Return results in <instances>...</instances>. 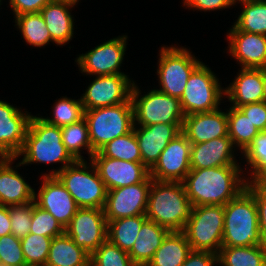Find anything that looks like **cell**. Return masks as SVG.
<instances>
[{"label": "cell", "mask_w": 266, "mask_h": 266, "mask_svg": "<svg viewBox=\"0 0 266 266\" xmlns=\"http://www.w3.org/2000/svg\"><path fill=\"white\" fill-rule=\"evenodd\" d=\"M16 159L22 167L29 165L31 167L33 164L44 166L58 164L56 168L52 166L51 170L47 168L45 173L41 171V176H55L76 161L63 143L60 127L47 123L40 117V113H33L31 116L23 148Z\"/></svg>", "instance_id": "obj_1"}, {"label": "cell", "mask_w": 266, "mask_h": 266, "mask_svg": "<svg viewBox=\"0 0 266 266\" xmlns=\"http://www.w3.org/2000/svg\"><path fill=\"white\" fill-rule=\"evenodd\" d=\"M193 207L225 205L236 198L247 181L241 166H220L190 170L182 182Z\"/></svg>", "instance_id": "obj_2"}, {"label": "cell", "mask_w": 266, "mask_h": 266, "mask_svg": "<svg viewBox=\"0 0 266 266\" xmlns=\"http://www.w3.org/2000/svg\"><path fill=\"white\" fill-rule=\"evenodd\" d=\"M192 207L182 182L153 179L145 213L148 220L169 231H183Z\"/></svg>", "instance_id": "obj_3"}, {"label": "cell", "mask_w": 266, "mask_h": 266, "mask_svg": "<svg viewBox=\"0 0 266 266\" xmlns=\"http://www.w3.org/2000/svg\"><path fill=\"white\" fill-rule=\"evenodd\" d=\"M264 245L254 196L244 189L224 205L222 247Z\"/></svg>", "instance_id": "obj_4"}, {"label": "cell", "mask_w": 266, "mask_h": 266, "mask_svg": "<svg viewBox=\"0 0 266 266\" xmlns=\"http://www.w3.org/2000/svg\"><path fill=\"white\" fill-rule=\"evenodd\" d=\"M163 45L159 49L156 76L157 90L180 99L184 93L188 78L202 62L191 49L178 43Z\"/></svg>", "instance_id": "obj_5"}, {"label": "cell", "mask_w": 266, "mask_h": 266, "mask_svg": "<svg viewBox=\"0 0 266 266\" xmlns=\"http://www.w3.org/2000/svg\"><path fill=\"white\" fill-rule=\"evenodd\" d=\"M55 176L79 208H104L108 190L91 160H76Z\"/></svg>", "instance_id": "obj_6"}, {"label": "cell", "mask_w": 266, "mask_h": 266, "mask_svg": "<svg viewBox=\"0 0 266 266\" xmlns=\"http://www.w3.org/2000/svg\"><path fill=\"white\" fill-rule=\"evenodd\" d=\"M140 88L135 80L131 91L134 126L158 123L183 124L185 114L180 99L167 95L155 87L144 92Z\"/></svg>", "instance_id": "obj_7"}, {"label": "cell", "mask_w": 266, "mask_h": 266, "mask_svg": "<svg viewBox=\"0 0 266 266\" xmlns=\"http://www.w3.org/2000/svg\"><path fill=\"white\" fill-rule=\"evenodd\" d=\"M89 139L94 152L111 140L129 133L134 126L133 105L128 102L85 110Z\"/></svg>", "instance_id": "obj_8"}, {"label": "cell", "mask_w": 266, "mask_h": 266, "mask_svg": "<svg viewBox=\"0 0 266 266\" xmlns=\"http://www.w3.org/2000/svg\"><path fill=\"white\" fill-rule=\"evenodd\" d=\"M211 69L202 60L190 74L180 98L185 116L217 110L221 103L225 105L223 84Z\"/></svg>", "instance_id": "obj_9"}, {"label": "cell", "mask_w": 266, "mask_h": 266, "mask_svg": "<svg viewBox=\"0 0 266 266\" xmlns=\"http://www.w3.org/2000/svg\"><path fill=\"white\" fill-rule=\"evenodd\" d=\"M224 206L201 205L192 207L183 233L194 251L218 254L222 247Z\"/></svg>", "instance_id": "obj_10"}, {"label": "cell", "mask_w": 266, "mask_h": 266, "mask_svg": "<svg viewBox=\"0 0 266 266\" xmlns=\"http://www.w3.org/2000/svg\"><path fill=\"white\" fill-rule=\"evenodd\" d=\"M125 33L102 42L85 53L76 55L75 64L82 75L104 76L128 74L121 70L126 56L128 37Z\"/></svg>", "instance_id": "obj_11"}, {"label": "cell", "mask_w": 266, "mask_h": 266, "mask_svg": "<svg viewBox=\"0 0 266 266\" xmlns=\"http://www.w3.org/2000/svg\"><path fill=\"white\" fill-rule=\"evenodd\" d=\"M92 77V81L80 95L84 110L113 106L131 99L135 80L131 79L128 74Z\"/></svg>", "instance_id": "obj_12"}, {"label": "cell", "mask_w": 266, "mask_h": 266, "mask_svg": "<svg viewBox=\"0 0 266 266\" xmlns=\"http://www.w3.org/2000/svg\"><path fill=\"white\" fill-rule=\"evenodd\" d=\"M108 222L103 209L79 208L65 233L90 255L107 240Z\"/></svg>", "instance_id": "obj_13"}, {"label": "cell", "mask_w": 266, "mask_h": 266, "mask_svg": "<svg viewBox=\"0 0 266 266\" xmlns=\"http://www.w3.org/2000/svg\"><path fill=\"white\" fill-rule=\"evenodd\" d=\"M152 181L153 179L149 175L141 183L108 190L103 208L107 222L145 215Z\"/></svg>", "instance_id": "obj_14"}, {"label": "cell", "mask_w": 266, "mask_h": 266, "mask_svg": "<svg viewBox=\"0 0 266 266\" xmlns=\"http://www.w3.org/2000/svg\"><path fill=\"white\" fill-rule=\"evenodd\" d=\"M38 191L34 188V203L51 213L65 229L79 207L56 176H39Z\"/></svg>", "instance_id": "obj_15"}, {"label": "cell", "mask_w": 266, "mask_h": 266, "mask_svg": "<svg viewBox=\"0 0 266 266\" xmlns=\"http://www.w3.org/2000/svg\"><path fill=\"white\" fill-rule=\"evenodd\" d=\"M191 143L180 132L160 154L150 169V177L157 181L183 182L190 172Z\"/></svg>", "instance_id": "obj_16"}, {"label": "cell", "mask_w": 266, "mask_h": 266, "mask_svg": "<svg viewBox=\"0 0 266 266\" xmlns=\"http://www.w3.org/2000/svg\"><path fill=\"white\" fill-rule=\"evenodd\" d=\"M0 99V151L16 158L22 150L32 116L27 109Z\"/></svg>", "instance_id": "obj_17"}, {"label": "cell", "mask_w": 266, "mask_h": 266, "mask_svg": "<svg viewBox=\"0 0 266 266\" xmlns=\"http://www.w3.org/2000/svg\"><path fill=\"white\" fill-rule=\"evenodd\" d=\"M226 53L241 68L266 67V36L238 30L234 25L228 28Z\"/></svg>", "instance_id": "obj_18"}, {"label": "cell", "mask_w": 266, "mask_h": 266, "mask_svg": "<svg viewBox=\"0 0 266 266\" xmlns=\"http://www.w3.org/2000/svg\"><path fill=\"white\" fill-rule=\"evenodd\" d=\"M91 161L107 190L141 183L150 175L143 163L107 158L99 151L92 155Z\"/></svg>", "instance_id": "obj_19"}, {"label": "cell", "mask_w": 266, "mask_h": 266, "mask_svg": "<svg viewBox=\"0 0 266 266\" xmlns=\"http://www.w3.org/2000/svg\"><path fill=\"white\" fill-rule=\"evenodd\" d=\"M237 153L240 152L229 136L191 144L190 167L191 170H196L220 166H242V161L237 159Z\"/></svg>", "instance_id": "obj_20"}, {"label": "cell", "mask_w": 266, "mask_h": 266, "mask_svg": "<svg viewBox=\"0 0 266 266\" xmlns=\"http://www.w3.org/2000/svg\"><path fill=\"white\" fill-rule=\"evenodd\" d=\"M186 115L181 132L191 144L228 136L227 108Z\"/></svg>", "instance_id": "obj_21"}, {"label": "cell", "mask_w": 266, "mask_h": 266, "mask_svg": "<svg viewBox=\"0 0 266 266\" xmlns=\"http://www.w3.org/2000/svg\"><path fill=\"white\" fill-rule=\"evenodd\" d=\"M182 124L133 126L141 153V163L149 170L159 160L168 143L181 132Z\"/></svg>", "instance_id": "obj_22"}, {"label": "cell", "mask_w": 266, "mask_h": 266, "mask_svg": "<svg viewBox=\"0 0 266 266\" xmlns=\"http://www.w3.org/2000/svg\"><path fill=\"white\" fill-rule=\"evenodd\" d=\"M21 166L18 159L13 157H7L0 164V205L16 206L34 202V186L19 173Z\"/></svg>", "instance_id": "obj_23"}, {"label": "cell", "mask_w": 266, "mask_h": 266, "mask_svg": "<svg viewBox=\"0 0 266 266\" xmlns=\"http://www.w3.org/2000/svg\"><path fill=\"white\" fill-rule=\"evenodd\" d=\"M227 86V87H226ZM225 102L235 108L264 101L262 68H238L229 85L224 87Z\"/></svg>", "instance_id": "obj_24"}, {"label": "cell", "mask_w": 266, "mask_h": 266, "mask_svg": "<svg viewBox=\"0 0 266 266\" xmlns=\"http://www.w3.org/2000/svg\"><path fill=\"white\" fill-rule=\"evenodd\" d=\"M77 3L66 0H52L40 11L46 26L50 32L55 46L63 48L75 38V17L72 9L77 7Z\"/></svg>", "instance_id": "obj_25"}, {"label": "cell", "mask_w": 266, "mask_h": 266, "mask_svg": "<svg viewBox=\"0 0 266 266\" xmlns=\"http://www.w3.org/2000/svg\"><path fill=\"white\" fill-rule=\"evenodd\" d=\"M169 232L167 228L147 219L128 252L132 262L136 266H147Z\"/></svg>", "instance_id": "obj_26"}, {"label": "cell", "mask_w": 266, "mask_h": 266, "mask_svg": "<svg viewBox=\"0 0 266 266\" xmlns=\"http://www.w3.org/2000/svg\"><path fill=\"white\" fill-rule=\"evenodd\" d=\"M91 255L64 232L52 238L45 266H89Z\"/></svg>", "instance_id": "obj_27"}, {"label": "cell", "mask_w": 266, "mask_h": 266, "mask_svg": "<svg viewBox=\"0 0 266 266\" xmlns=\"http://www.w3.org/2000/svg\"><path fill=\"white\" fill-rule=\"evenodd\" d=\"M191 251L182 231H170L147 266H182Z\"/></svg>", "instance_id": "obj_28"}, {"label": "cell", "mask_w": 266, "mask_h": 266, "mask_svg": "<svg viewBox=\"0 0 266 266\" xmlns=\"http://www.w3.org/2000/svg\"><path fill=\"white\" fill-rule=\"evenodd\" d=\"M13 18L14 27L19 30L21 39L23 38L26 45L38 49L45 48L50 42L55 44L40 12L22 14Z\"/></svg>", "instance_id": "obj_29"}, {"label": "cell", "mask_w": 266, "mask_h": 266, "mask_svg": "<svg viewBox=\"0 0 266 266\" xmlns=\"http://www.w3.org/2000/svg\"><path fill=\"white\" fill-rule=\"evenodd\" d=\"M238 4L241 11L232 24L238 30L266 36V0H236Z\"/></svg>", "instance_id": "obj_30"}, {"label": "cell", "mask_w": 266, "mask_h": 266, "mask_svg": "<svg viewBox=\"0 0 266 266\" xmlns=\"http://www.w3.org/2000/svg\"><path fill=\"white\" fill-rule=\"evenodd\" d=\"M218 266H266V246L221 247Z\"/></svg>", "instance_id": "obj_31"}, {"label": "cell", "mask_w": 266, "mask_h": 266, "mask_svg": "<svg viewBox=\"0 0 266 266\" xmlns=\"http://www.w3.org/2000/svg\"><path fill=\"white\" fill-rule=\"evenodd\" d=\"M228 119V136L241 154L250 146L260 131L243 114L239 108L226 106Z\"/></svg>", "instance_id": "obj_32"}, {"label": "cell", "mask_w": 266, "mask_h": 266, "mask_svg": "<svg viewBox=\"0 0 266 266\" xmlns=\"http://www.w3.org/2000/svg\"><path fill=\"white\" fill-rule=\"evenodd\" d=\"M146 220V215L111 220L108 222L107 239L121 250L129 252Z\"/></svg>", "instance_id": "obj_33"}, {"label": "cell", "mask_w": 266, "mask_h": 266, "mask_svg": "<svg viewBox=\"0 0 266 266\" xmlns=\"http://www.w3.org/2000/svg\"><path fill=\"white\" fill-rule=\"evenodd\" d=\"M63 143L76 160H91L95 153L91 147L88 124L85 118L70 125L60 127ZM85 150V153H84ZM82 154L88 155V158Z\"/></svg>", "instance_id": "obj_34"}, {"label": "cell", "mask_w": 266, "mask_h": 266, "mask_svg": "<svg viewBox=\"0 0 266 266\" xmlns=\"http://www.w3.org/2000/svg\"><path fill=\"white\" fill-rule=\"evenodd\" d=\"M51 108L50 117L42 115H40V117L47 123L57 127L70 125L84 118L85 110L81 98L74 99L66 95L60 96V98L55 100Z\"/></svg>", "instance_id": "obj_35"}, {"label": "cell", "mask_w": 266, "mask_h": 266, "mask_svg": "<svg viewBox=\"0 0 266 266\" xmlns=\"http://www.w3.org/2000/svg\"><path fill=\"white\" fill-rule=\"evenodd\" d=\"M99 152L107 158L141 163L139 144L133 129L108 142Z\"/></svg>", "instance_id": "obj_36"}, {"label": "cell", "mask_w": 266, "mask_h": 266, "mask_svg": "<svg viewBox=\"0 0 266 266\" xmlns=\"http://www.w3.org/2000/svg\"><path fill=\"white\" fill-rule=\"evenodd\" d=\"M240 158L242 163L245 164L244 166L242 164V167H244L243 171L246 181L249 182L264 166H266V131L260 132L254 138L250 146L238 159Z\"/></svg>", "instance_id": "obj_37"}, {"label": "cell", "mask_w": 266, "mask_h": 266, "mask_svg": "<svg viewBox=\"0 0 266 266\" xmlns=\"http://www.w3.org/2000/svg\"><path fill=\"white\" fill-rule=\"evenodd\" d=\"M20 241L26 266H45L52 238L29 233Z\"/></svg>", "instance_id": "obj_38"}, {"label": "cell", "mask_w": 266, "mask_h": 266, "mask_svg": "<svg viewBox=\"0 0 266 266\" xmlns=\"http://www.w3.org/2000/svg\"><path fill=\"white\" fill-rule=\"evenodd\" d=\"M91 266H136L128 252L121 250L108 239L90 257Z\"/></svg>", "instance_id": "obj_39"}, {"label": "cell", "mask_w": 266, "mask_h": 266, "mask_svg": "<svg viewBox=\"0 0 266 266\" xmlns=\"http://www.w3.org/2000/svg\"><path fill=\"white\" fill-rule=\"evenodd\" d=\"M65 232L62 225L48 211L32 202V221L30 233L54 238Z\"/></svg>", "instance_id": "obj_40"}, {"label": "cell", "mask_w": 266, "mask_h": 266, "mask_svg": "<svg viewBox=\"0 0 266 266\" xmlns=\"http://www.w3.org/2000/svg\"><path fill=\"white\" fill-rule=\"evenodd\" d=\"M0 266H26L21 241L13 234L0 237Z\"/></svg>", "instance_id": "obj_41"}, {"label": "cell", "mask_w": 266, "mask_h": 266, "mask_svg": "<svg viewBox=\"0 0 266 266\" xmlns=\"http://www.w3.org/2000/svg\"><path fill=\"white\" fill-rule=\"evenodd\" d=\"M11 234L22 239L30 233L32 202L25 205L9 206Z\"/></svg>", "instance_id": "obj_42"}, {"label": "cell", "mask_w": 266, "mask_h": 266, "mask_svg": "<svg viewBox=\"0 0 266 266\" xmlns=\"http://www.w3.org/2000/svg\"><path fill=\"white\" fill-rule=\"evenodd\" d=\"M236 0H182V7L184 9L193 10L196 12H214L224 11L225 9L235 8Z\"/></svg>", "instance_id": "obj_43"}, {"label": "cell", "mask_w": 266, "mask_h": 266, "mask_svg": "<svg viewBox=\"0 0 266 266\" xmlns=\"http://www.w3.org/2000/svg\"><path fill=\"white\" fill-rule=\"evenodd\" d=\"M243 114L260 131H266V102L250 103L239 107Z\"/></svg>", "instance_id": "obj_44"}, {"label": "cell", "mask_w": 266, "mask_h": 266, "mask_svg": "<svg viewBox=\"0 0 266 266\" xmlns=\"http://www.w3.org/2000/svg\"><path fill=\"white\" fill-rule=\"evenodd\" d=\"M246 189L254 196L256 201L260 233L266 246V190L255 188L250 182H247Z\"/></svg>", "instance_id": "obj_45"}, {"label": "cell", "mask_w": 266, "mask_h": 266, "mask_svg": "<svg viewBox=\"0 0 266 266\" xmlns=\"http://www.w3.org/2000/svg\"><path fill=\"white\" fill-rule=\"evenodd\" d=\"M52 0H8L7 8H11L14 17L27 13H37ZM2 2H5L2 1Z\"/></svg>", "instance_id": "obj_46"}, {"label": "cell", "mask_w": 266, "mask_h": 266, "mask_svg": "<svg viewBox=\"0 0 266 266\" xmlns=\"http://www.w3.org/2000/svg\"><path fill=\"white\" fill-rule=\"evenodd\" d=\"M217 254L192 250L182 266H217Z\"/></svg>", "instance_id": "obj_47"}, {"label": "cell", "mask_w": 266, "mask_h": 266, "mask_svg": "<svg viewBox=\"0 0 266 266\" xmlns=\"http://www.w3.org/2000/svg\"><path fill=\"white\" fill-rule=\"evenodd\" d=\"M11 234L9 206L0 205V237Z\"/></svg>", "instance_id": "obj_48"}, {"label": "cell", "mask_w": 266, "mask_h": 266, "mask_svg": "<svg viewBox=\"0 0 266 266\" xmlns=\"http://www.w3.org/2000/svg\"><path fill=\"white\" fill-rule=\"evenodd\" d=\"M249 182L255 188L266 190V166H264Z\"/></svg>", "instance_id": "obj_49"}, {"label": "cell", "mask_w": 266, "mask_h": 266, "mask_svg": "<svg viewBox=\"0 0 266 266\" xmlns=\"http://www.w3.org/2000/svg\"><path fill=\"white\" fill-rule=\"evenodd\" d=\"M262 79H263L264 101L266 102V67L262 68Z\"/></svg>", "instance_id": "obj_50"}, {"label": "cell", "mask_w": 266, "mask_h": 266, "mask_svg": "<svg viewBox=\"0 0 266 266\" xmlns=\"http://www.w3.org/2000/svg\"><path fill=\"white\" fill-rule=\"evenodd\" d=\"M7 157L0 151V164L6 159Z\"/></svg>", "instance_id": "obj_51"}, {"label": "cell", "mask_w": 266, "mask_h": 266, "mask_svg": "<svg viewBox=\"0 0 266 266\" xmlns=\"http://www.w3.org/2000/svg\"><path fill=\"white\" fill-rule=\"evenodd\" d=\"M66 1L75 2V3H77V4H80L79 2H80L81 0H66Z\"/></svg>", "instance_id": "obj_52"}, {"label": "cell", "mask_w": 266, "mask_h": 266, "mask_svg": "<svg viewBox=\"0 0 266 266\" xmlns=\"http://www.w3.org/2000/svg\"><path fill=\"white\" fill-rule=\"evenodd\" d=\"M3 0H0V7H1V5H3V2H2ZM0 9H2V8H0Z\"/></svg>", "instance_id": "obj_53"}]
</instances>
